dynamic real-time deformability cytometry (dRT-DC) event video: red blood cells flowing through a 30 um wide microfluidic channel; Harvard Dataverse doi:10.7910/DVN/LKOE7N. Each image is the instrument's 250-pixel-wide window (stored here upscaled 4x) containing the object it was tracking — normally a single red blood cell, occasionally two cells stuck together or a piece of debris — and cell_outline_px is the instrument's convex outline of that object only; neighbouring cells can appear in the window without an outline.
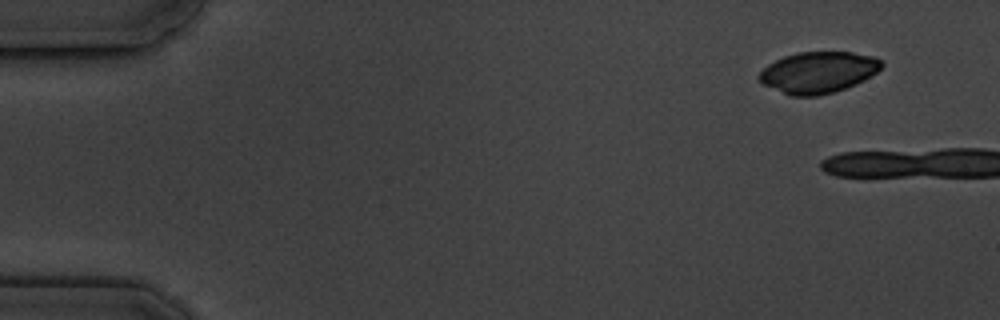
{"species": "common noctule bat (a hibernating species)", "species_latin": "Nyctalus noctula", "temperature_condition": "cold", "stored_images_in_passage": 7, "camera_frame_rate_fps": 3000, "um_per_image_px": 0.085, "animal": {"sex": "male", "body_mass_g": 19.5, "forearm_length_mm": 54.6}, "frame": {"image": 1, "passage_image": 1, "time_ms": 0.0, "image_size_px": [1000, 320], "cell_outline_px": [[884, 64], [876, 72], [864, 80], [856, 84], [832, 92], [816, 96], [788, 96], [764, 84], [756, 76], [768, 64], [784, 56], [796, 52], [852, 52], [872, 56], [880, 60]], "centroid_in_image_um": [69.52, 6.15], "position_along_channel_um": 15.5, "area_um2": 29.36}}